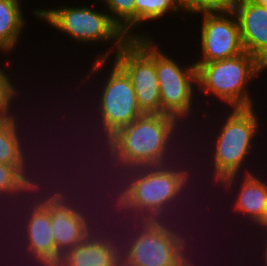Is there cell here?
Segmentation results:
<instances>
[{
  "instance_id": "obj_13",
  "label": "cell",
  "mask_w": 267,
  "mask_h": 266,
  "mask_svg": "<svg viewBox=\"0 0 267 266\" xmlns=\"http://www.w3.org/2000/svg\"><path fill=\"white\" fill-rule=\"evenodd\" d=\"M137 179H138V167H126L123 170H121L120 172H118V174L116 173V176L113 178V181L112 182H111V180H109L108 183L109 184L111 183L110 186L107 185L105 187H102V186L100 187L98 185L99 183H97V185L95 184L96 189L97 190L99 189V191L101 190V192L98 193V197L99 196L101 197V194H103V195L106 194V196H104V197H107V198L110 199V200H108L107 198H103V195H102V200L104 201L106 199L104 201L105 203H103V201H101L98 204L102 207V209H109L108 207H111V208H110V212H109V210L106 211L107 213H109V214H107L106 212H103V210H102V212L101 211H97V210H99L98 209V206L99 205L98 204H95L94 205L95 206L94 208H97V209L95 210V212L93 211L94 214L96 213L94 216H97V214H99V217H101V222L105 220L106 221L105 224H107V221L110 219V215L112 216L114 214L115 217H116V215L118 217V215H120L121 213H123V211H126L127 212L129 210H133L134 208H136V206L139 205L138 202H137V200H136V198H135V194H134ZM114 181H115V183H114ZM97 186H99V188H97ZM102 188H104L105 190L106 189L109 190L110 188H112V190L110 191L111 193L109 191H107V193H105V192L103 193L102 191H105V190L102 189ZM108 195L110 197H108ZM113 196H115V197H113ZM107 201H108V203H107ZM113 201H115V202H113ZM102 203L104 204L103 206L101 205ZM105 204H109V205H105ZM112 206L114 207V210H113V207ZM104 214H106V216H107L106 219L104 217L105 216Z\"/></svg>"
},
{
  "instance_id": "obj_21",
  "label": "cell",
  "mask_w": 267,
  "mask_h": 266,
  "mask_svg": "<svg viewBox=\"0 0 267 266\" xmlns=\"http://www.w3.org/2000/svg\"><path fill=\"white\" fill-rule=\"evenodd\" d=\"M97 120H99L98 126L101 128V129L100 128L98 129L100 132L99 133L100 136L96 135L93 137L98 136L99 138L97 137L96 141L102 145V147H100V148H102V152L99 149L100 150L99 152H101V153H98L99 156L102 155L100 157L104 158L106 155L105 159H103L101 161L105 162L108 159L109 161H107V162H125V159L123 156V135H124L125 126L122 124L113 123V122L106 120L104 118H101V117L99 119L97 118ZM100 138L102 139V141H99V140H101ZM100 144H98V143L96 144L98 146V148H99ZM103 146H105V147H103ZM95 148H97V147H94V150H95ZM91 150L92 149H90V151ZM105 151H107L108 153ZM95 153H94V155H95ZM89 154H92V153H89ZM103 154H105V155H103ZM96 156H98V155H96ZM99 156L97 158H93L94 159L93 161H96V159L98 161V159L100 158ZM107 156H108V158H107ZM101 161H99V162H101Z\"/></svg>"
},
{
  "instance_id": "obj_31",
  "label": "cell",
  "mask_w": 267,
  "mask_h": 266,
  "mask_svg": "<svg viewBox=\"0 0 267 266\" xmlns=\"http://www.w3.org/2000/svg\"><path fill=\"white\" fill-rule=\"evenodd\" d=\"M185 190V191H184ZM186 190H188L187 188H177V194H176V197H175V199H174V202L170 205V207L168 208V217L172 214V216H173V214L174 213H172V212H174L173 210H175L176 211V209L175 208H178V207H176V204H180V202H178V201H180L181 199L180 198H184L185 196H183V195H186V194H189V192H187L186 194H184L185 192H186ZM184 192V193H183ZM183 193V194H182ZM182 195V196H181ZM186 196H188L189 197V195H186ZM194 197V196H193ZM186 198V197H185ZM188 200V199H187ZM177 203H176V202ZM186 201V200H185ZM190 202V201H189ZM181 203H183V202H181ZM184 204V203H183ZM182 204V205H183ZM174 207V208H173ZM184 207V206H183ZM181 208H182V206H181ZM185 208V207H184ZM179 210L178 211H180V208H178ZM183 209V208H182ZM186 210V209H185ZM183 211V210H182ZM181 213H183V212H181ZM176 214V215H175ZM174 214V216L176 217L177 216V214H179V213H175ZM184 214V213H183ZM182 215V214H181ZM181 215H179V216H181ZM178 219V218H177ZM179 221V219L177 220V221H174L173 222V220L172 221H170L169 220V223H171V224H169V227H170V238H171V240H189V238H188V236H187V238L183 235V234H185V233H183V232H181L180 231V228H182V227H180V228H178L179 230H177V225L175 224L176 222H178ZM180 221H181V218H180ZM172 222L175 224H172ZM187 222V221H186ZM185 223V222H184ZM179 224V223H178ZM174 225V226H173ZM191 225V224H190ZM182 226V225H181ZM195 226V225H194ZM173 228V229H172ZM183 229H184V227H183ZM183 229H181V230H183ZM187 229V228H186ZM185 230V229H184ZM179 231V232H178ZM186 231V230H185ZM188 233H189V231H187ZM182 234V235H181ZM186 235V234H185ZM193 236V235H192ZM189 237H190V235H189ZM191 239H192V237H191ZM194 239V238H193Z\"/></svg>"
},
{
  "instance_id": "obj_1",
  "label": "cell",
  "mask_w": 267,
  "mask_h": 266,
  "mask_svg": "<svg viewBox=\"0 0 267 266\" xmlns=\"http://www.w3.org/2000/svg\"><path fill=\"white\" fill-rule=\"evenodd\" d=\"M254 107L250 108H232L227 115L226 120L220 132L217 134L212 150V160L215 183L219 186H225V190L232 189V184L242 172L243 164L247 161L250 148L253 145V138L258 131V117L254 114ZM241 169V170H240ZM239 172V175H238ZM222 183V184H221Z\"/></svg>"
},
{
  "instance_id": "obj_14",
  "label": "cell",
  "mask_w": 267,
  "mask_h": 266,
  "mask_svg": "<svg viewBox=\"0 0 267 266\" xmlns=\"http://www.w3.org/2000/svg\"><path fill=\"white\" fill-rule=\"evenodd\" d=\"M175 247L170 236L146 232L132 244L128 266H174Z\"/></svg>"
},
{
  "instance_id": "obj_23",
  "label": "cell",
  "mask_w": 267,
  "mask_h": 266,
  "mask_svg": "<svg viewBox=\"0 0 267 266\" xmlns=\"http://www.w3.org/2000/svg\"><path fill=\"white\" fill-rule=\"evenodd\" d=\"M102 1V0H101ZM107 5L110 18L120 27V29L129 37H148L147 35L129 34L135 27V0H104Z\"/></svg>"
},
{
  "instance_id": "obj_38",
  "label": "cell",
  "mask_w": 267,
  "mask_h": 266,
  "mask_svg": "<svg viewBox=\"0 0 267 266\" xmlns=\"http://www.w3.org/2000/svg\"><path fill=\"white\" fill-rule=\"evenodd\" d=\"M250 1H252L253 3H256L258 5L267 7V0H250Z\"/></svg>"
},
{
  "instance_id": "obj_16",
  "label": "cell",
  "mask_w": 267,
  "mask_h": 266,
  "mask_svg": "<svg viewBox=\"0 0 267 266\" xmlns=\"http://www.w3.org/2000/svg\"><path fill=\"white\" fill-rule=\"evenodd\" d=\"M236 195L234 211L242 213L251 223L267 228V183L250 171L245 172Z\"/></svg>"
},
{
  "instance_id": "obj_15",
  "label": "cell",
  "mask_w": 267,
  "mask_h": 266,
  "mask_svg": "<svg viewBox=\"0 0 267 266\" xmlns=\"http://www.w3.org/2000/svg\"><path fill=\"white\" fill-rule=\"evenodd\" d=\"M166 212H168V209L164 208L146 209L141 205H137L136 208H134L133 210H129L127 212L123 211L121 215H118L122 217V220L120 217H117V219L120 222H118L116 218L110 217V220L108 221L107 224H111L112 222H114L113 224H115L116 227L114 225L113 226L109 225L110 227H112L113 231L121 229V232L126 233V235H130L134 240L139 235L146 232L156 233L161 236H170V227H169L170 223L168 219L172 220L171 218L172 216L167 217L168 213ZM111 219H114V221L113 220L111 221ZM122 221L124 222L125 226L124 224H122L121 226L120 223ZM116 224H118L119 226ZM129 224L131 227H129Z\"/></svg>"
},
{
  "instance_id": "obj_35",
  "label": "cell",
  "mask_w": 267,
  "mask_h": 266,
  "mask_svg": "<svg viewBox=\"0 0 267 266\" xmlns=\"http://www.w3.org/2000/svg\"><path fill=\"white\" fill-rule=\"evenodd\" d=\"M9 215H10V214H9ZM11 215H12V214H11ZM11 215L9 216L10 218H11ZM7 216H8V215H7ZM12 216H13V215H12ZM14 216H15V215H14ZM3 217H4V216H3ZM16 218H18V216L15 217L14 220H15ZM19 218H21L20 215H19ZM6 219L9 220V218H6ZM0 220H1V219H0ZM2 220H3V219H2ZM4 220H5V219H4ZM4 220H3V221H4ZM12 220H13V219H12ZM18 220L20 221V223L22 222V224L19 226V227L21 228V231H19V232L22 233V234H20V235L17 236V237H18V238H19V237L22 238V236H23L22 239L20 238V241L22 240V242H23L22 244H25V241H24V229H25V223H26L27 220H23V221H22L21 219H18ZM18 220H17V221H18ZM6 222H7V221H6ZM8 222H9V221H8ZM14 222H15V221H14ZM14 222H13V223H14ZM3 223H4V222H3ZM9 223H10V222H9ZM18 223H19V222H16V225H17ZM0 224H1V223H0ZM8 225H11V226H12L11 223L8 224ZM8 225H7V226H8ZM14 225H15V224H14ZM5 226H6V225H5ZM11 226H10V227H11ZM21 226H22V227H21ZM13 227H15V226H13ZM6 228H7V227H6ZM15 228H16V227H15ZM15 228H14V229H15ZM0 230H1V229H0ZM11 230H12V229H11ZM5 231H6V230H5ZM6 232H7V231H6ZM8 232H9V231H8ZM12 233H13V232H12ZM14 233H15V230H14ZM7 234H8V233H7ZM0 235H1V234H0ZM2 235H3V234H2ZM5 235H6V234H5ZM21 235H22V236H21ZM14 237H16V236H14ZM2 238H3V237H2ZM7 238H8V237H7ZM11 239H12V238H11ZM9 240H10V239H9ZM12 241H13V240H12ZM10 242H11V240H10ZM16 242H17V241H15V244H16Z\"/></svg>"
},
{
  "instance_id": "obj_33",
  "label": "cell",
  "mask_w": 267,
  "mask_h": 266,
  "mask_svg": "<svg viewBox=\"0 0 267 266\" xmlns=\"http://www.w3.org/2000/svg\"><path fill=\"white\" fill-rule=\"evenodd\" d=\"M13 166L0 163V192L9 186L12 179Z\"/></svg>"
},
{
  "instance_id": "obj_28",
  "label": "cell",
  "mask_w": 267,
  "mask_h": 266,
  "mask_svg": "<svg viewBox=\"0 0 267 266\" xmlns=\"http://www.w3.org/2000/svg\"><path fill=\"white\" fill-rule=\"evenodd\" d=\"M180 155L178 156H172L171 154L163 161L162 166L166 169V171L174 178L177 188H188V181L191 182V173L183 166L180 167L181 165L179 164L177 166L178 162L176 161L175 158H179ZM174 158V160H173ZM170 160V161H169ZM168 162V163H167ZM167 163V164H166ZM175 163V164H174ZM178 167V168H177ZM185 168V169H184ZM184 169V170H183ZM190 175H189V174Z\"/></svg>"
},
{
  "instance_id": "obj_6",
  "label": "cell",
  "mask_w": 267,
  "mask_h": 266,
  "mask_svg": "<svg viewBox=\"0 0 267 266\" xmlns=\"http://www.w3.org/2000/svg\"><path fill=\"white\" fill-rule=\"evenodd\" d=\"M168 56L155 45V69L159 82L161 114L171 115L183 122L189 114L192 115L189 112L192 111L195 92L192 86L197 85V67L192 63L184 68Z\"/></svg>"
},
{
  "instance_id": "obj_22",
  "label": "cell",
  "mask_w": 267,
  "mask_h": 266,
  "mask_svg": "<svg viewBox=\"0 0 267 266\" xmlns=\"http://www.w3.org/2000/svg\"><path fill=\"white\" fill-rule=\"evenodd\" d=\"M18 122L16 118L9 119L0 128V163L16 166L20 156L25 152L21 133L17 128ZM20 133V134H19Z\"/></svg>"
},
{
  "instance_id": "obj_27",
  "label": "cell",
  "mask_w": 267,
  "mask_h": 266,
  "mask_svg": "<svg viewBox=\"0 0 267 266\" xmlns=\"http://www.w3.org/2000/svg\"><path fill=\"white\" fill-rule=\"evenodd\" d=\"M26 153H28V152H24L21 156H20V158H19V161H18V165L24 170V171H26V172H29V179L31 180V179H33V182H34V188H35V196H36V206L39 208V209H43V208H47V193H46V185H44L45 184V180L43 179L42 180V182H44V184H42V182H41V177H40V180L38 181V176H37V179L36 178H34V175H35V173H33V172H35V171H33L32 173L34 174H32L31 176H30V173H31V170L29 169V168H31L32 166H30V164L29 165H27L26 163H28V161H30L29 160V158H28V156H26V155H28V154H26ZM27 157V158H26ZM28 166V167H27ZM30 166V167H29ZM29 170V171H28ZM32 170H34V169H32ZM40 172H42V177L44 176L43 175V173H45V172H43V171H40ZM39 173V172H38ZM36 174H37V172H36ZM41 174V173H40ZM38 175V174H37ZM40 176V175H39ZM35 177H36V175H35ZM43 178H45V177H43ZM36 179V180H35ZM42 185H41V184ZM40 184V185H39ZM44 187V188H43ZM41 190H43V191H41ZM45 191V192H44ZM41 196V197H40Z\"/></svg>"
},
{
  "instance_id": "obj_30",
  "label": "cell",
  "mask_w": 267,
  "mask_h": 266,
  "mask_svg": "<svg viewBox=\"0 0 267 266\" xmlns=\"http://www.w3.org/2000/svg\"><path fill=\"white\" fill-rule=\"evenodd\" d=\"M82 159H85V157L82 158ZM82 159H81V160H82ZM89 160H90V158H89ZM89 160H87V161H89ZM90 161H92V160H90ZM95 162H96V161H95ZM95 162H93V163H95ZM97 162H98V161H97ZM82 163H83V162H82ZM82 163H81V164H82ZM93 163L91 162V165H92ZM98 163H99V164L102 163L101 165H104V163H105V165H104V168H105V169H104L103 167L100 168L101 166H100ZM98 163H95V164L98 165V170H99V172H100V169H101V171H102V170H106V168H107V171H106L105 173H107V172L109 173V175H108V173H107V175L105 174V176H109L108 179L105 178V176L103 177L104 179H106V180H104L105 182H107V181L109 180V178H111L110 180L112 181V180H113V179H112L113 176L116 175V174H113V173H118V172H120L121 170H123L124 168L127 167L126 164H125V162H104V163H103V162H98ZM95 164H94V165H95ZM113 164H114V165H113ZM88 165H89V164H88ZM108 165H109V166H108ZM110 165H111V166H110ZM80 166H81V165H80ZM95 166H96V165H95ZM82 167H84L83 164H82ZM85 167H86V165H85ZM85 167H84V170L86 169ZM87 167H88V166H87ZM90 167H91V166H90ZM90 167H89V168H90ZM92 167H94V166H92ZM92 167L90 168L91 170H93V171L96 170V171L98 172L97 169H94V168H92ZM117 167H118V168H117ZM96 168H97V167H96ZM99 168H100V169H99ZM81 169H82V168H81ZM81 169H80V170H81ZM87 169H88V168H87ZM90 169H89V170H90ZM108 169H109V170H108ZM78 170H79V169H78ZM82 170H83V169H82ZM82 170H81V171H82ZM84 170H83V171H84ZM81 171H80V172H81ZM87 171H88V170H87ZM109 171H110L111 173H110ZM113 171H114V172H113ZM115 171H116V172H115ZM91 172H92V171H91ZM82 173H83V172H81V174H82ZM94 173H95V172H94ZM100 173L104 174L103 172H100ZM100 173H99V174H100ZM81 174H80V175H81ZM85 174L89 175L88 172L85 173ZM85 174H84V175H85ZM78 175H79V173H78ZM96 175L98 176V174H96ZM96 175H95V176H96ZM85 176H86V175H85ZM89 176H90V175H89ZM92 176H93V174H91V177H92ZM95 176H93V177H95ZM97 176H96V177H97ZM99 176H100V175H99ZM110 176H111V177H110ZM80 177H81V176H80ZM83 177H84V176H83ZM96 177H95V178H96ZM97 178L99 179V183H101V184H99L100 186H101V185H104V186L107 185V183H106V184H102V182H100V180H103V178H102V179H100V177H97ZM97 178H96V179H97ZM80 179H81V178H80ZM85 179H86V177H85ZM85 179L82 178L81 180H84V181H85ZM88 179H89V178H88ZM88 179H87V181H89ZM98 179L95 180V181H98ZM87 181H86V182H87ZM86 182H84V183H86ZM81 183H82V182L80 181L79 186H81V192H82V190L85 189L86 186L90 185L89 182H87L88 184H85L86 186H82ZM83 185H84V184H83ZM82 187H83V188H82ZM79 188H80V187H79ZM79 190H80V189H79Z\"/></svg>"
},
{
  "instance_id": "obj_34",
  "label": "cell",
  "mask_w": 267,
  "mask_h": 266,
  "mask_svg": "<svg viewBox=\"0 0 267 266\" xmlns=\"http://www.w3.org/2000/svg\"><path fill=\"white\" fill-rule=\"evenodd\" d=\"M172 241H173V244H174V247H175V252H176V258L175 259H189V258L192 259V257L189 256V253H187L188 249L190 247H192V246H189L188 249H187V246H188L187 242H189L190 240L189 241L188 240H172ZM191 253H190V255H191Z\"/></svg>"
},
{
  "instance_id": "obj_24",
  "label": "cell",
  "mask_w": 267,
  "mask_h": 266,
  "mask_svg": "<svg viewBox=\"0 0 267 266\" xmlns=\"http://www.w3.org/2000/svg\"><path fill=\"white\" fill-rule=\"evenodd\" d=\"M182 10L178 0H135V26L164 17L169 11Z\"/></svg>"
},
{
  "instance_id": "obj_20",
  "label": "cell",
  "mask_w": 267,
  "mask_h": 266,
  "mask_svg": "<svg viewBox=\"0 0 267 266\" xmlns=\"http://www.w3.org/2000/svg\"><path fill=\"white\" fill-rule=\"evenodd\" d=\"M57 266H116L110 253L87 236L67 251Z\"/></svg>"
},
{
  "instance_id": "obj_10",
  "label": "cell",
  "mask_w": 267,
  "mask_h": 266,
  "mask_svg": "<svg viewBox=\"0 0 267 266\" xmlns=\"http://www.w3.org/2000/svg\"><path fill=\"white\" fill-rule=\"evenodd\" d=\"M25 245L21 248L27 253L25 261L33 262L35 266H57L62 256L57 252L52 236L49 208L33 212L25 223ZM28 255V256H27Z\"/></svg>"
},
{
  "instance_id": "obj_11",
  "label": "cell",
  "mask_w": 267,
  "mask_h": 266,
  "mask_svg": "<svg viewBox=\"0 0 267 266\" xmlns=\"http://www.w3.org/2000/svg\"><path fill=\"white\" fill-rule=\"evenodd\" d=\"M232 11L238 23L244 51L267 68V7L237 0Z\"/></svg>"
},
{
  "instance_id": "obj_5",
  "label": "cell",
  "mask_w": 267,
  "mask_h": 266,
  "mask_svg": "<svg viewBox=\"0 0 267 266\" xmlns=\"http://www.w3.org/2000/svg\"><path fill=\"white\" fill-rule=\"evenodd\" d=\"M88 6L58 9H34L33 13L44 19L56 30L70 35L76 42L90 43L96 41H112L118 51L130 38L110 18L109 13H99Z\"/></svg>"
},
{
  "instance_id": "obj_39",
  "label": "cell",
  "mask_w": 267,
  "mask_h": 266,
  "mask_svg": "<svg viewBox=\"0 0 267 266\" xmlns=\"http://www.w3.org/2000/svg\"><path fill=\"white\" fill-rule=\"evenodd\" d=\"M8 121V119L0 113V128Z\"/></svg>"
},
{
  "instance_id": "obj_7",
  "label": "cell",
  "mask_w": 267,
  "mask_h": 266,
  "mask_svg": "<svg viewBox=\"0 0 267 266\" xmlns=\"http://www.w3.org/2000/svg\"><path fill=\"white\" fill-rule=\"evenodd\" d=\"M200 13H204L201 27L203 56H201V61L197 60L195 63H211L229 59L244 52L239 23L232 10L202 11Z\"/></svg>"
},
{
  "instance_id": "obj_3",
  "label": "cell",
  "mask_w": 267,
  "mask_h": 266,
  "mask_svg": "<svg viewBox=\"0 0 267 266\" xmlns=\"http://www.w3.org/2000/svg\"><path fill=\"white\" fill-rule=\"evenodd\" d=\"M194 64L197 67V86L205 95L213 94L231 108L253 107L247 90L248 82L266 70L254 56L244 51L229 59Z\"/></svg>"
},
{
  "instance_id": "obj_4",
  "label": "cell",
  "mask_w": 267,
  "mask_h": 266,
  "mask_svg": "<svg viewBox=\"0 0 267 266\" xmlns=\"http://www.w3.org/2000/svg\"><path fill=\"white\" fill-rule=\"evenodd\" d=\"M154 44L149 37L130 38L116 52L114 61L130 78L143 114H161Z\"/></svg>"
},
{
  "instance_id": "obj_36",
  "label": "cell",
  "mask_w": 267,
  "mask_h": 266,
  "mask_svg": "<svg viewBox=\"0 0 267 266\" xmlns=\"http://www.w3.org/2000/svg\"><path fill=\"white\" fill-rule=\"evenodd\" d=\"M192 260L194 261V259H175L174 266H195Z\"/></svg>"
},
{
  "instance_id": "obj_2",
  "label": "cell",
  "mask_w": 267,
  "mask_h": 266,
  "mask_svg": "<svg viewBox=\"0 0 267 266\" xmlns=\"http://www.w3.org/2000/svg\"><path fill=\"white\" fill-rule=\"evenodd\" d=\"M180 124L182 125L171 115L142 114L125 126L123 156L126 166H161L170 154L177 153L173 150L176 141L173 138L179 133L177 130L181 127Z\"/></svg>"
},
{
  "instance_id": "obj_12",
  "label": "cell",
  "mask_w": 267,
  "mask_h": 266,
  "mask_svg": "<svg viewBox=\"0 0 267 266\" xmlns=\"http://www.w3.org/2000/svg\"><path fill=\"white\" fill-rule=\"evenodd\" d=\"M135 198L146 209H168L177 194L174 178L161 166L138 167Z\"/></svg>"
},
{
  "instance_id": "obj_37",
  "label": "cell",
  "mask_w": 267,
  "mask_h": 266,
  "mask_svg": "<svg viewBox=\"0 0 267 266\" xmlns=\"http://www.w3.org/2000/svg\"><path fill=\"white\" fill-rule=\"evenodd\" d=\"M265 245H263L264 246V250H263V256H264V259H263V262H264V266H267V239L265 238Z\"/></svg>"
},
{
  "instance_id": "obj_9",
  "label": "cell",
  "mask_w": 267,
  "mask_h": 266,
  "mask_svg": "<svg viewBox=\"0 0 267 266\" xmlns=\"http://www.w3.org/2000/svg\"><path fill=\"white\" fill-rule=\"evenodd\" d=\"M48 208L55 246L63 256L89 236V221L94 213L70 204H51Z\"/></svg>"
},
{
  "instance_id": "obj_17",
  "label": "cell",
  "mask_w": 267,
  "mask_h": 266,
  "mask_svg": "<svg viewBox=\"0 0 267 266\" xmlns=\"http://www.w3.org/2000/svg\"><path fill=\"white\" fill-rule=\"evenodd\" d=\"M101 223L99 217H92L89 221V237L110 253L112 261L116 266H128L131 247L135 240L131 236L126 235V233L123 234L120 231L119 233L118 231L116 233L112 232L113 230H110L109 224Z\"/></svg>"
},
{
  "instance_id": "obj_18",
  "label": "cell",
  "mask_w": 267,
  "mask_h": 266,
  "mask_svg": "<svg viewBox=\"0 0 267 266\" xmlns=\"http://www.w3.org/2000/svg\"><path fill=\"white\" fill-rule=\"evenodd\" d=\"M29 173L24 171L19 165H16V166H13V170H12V179H11V182L9 184L8 187H6L4 190H2L0 192V203H2V200L4 202V200H8V202L13 203L12 205H16L18 206V208L20 207V212L19 213H24L23 215L21 214L22 217L24 218H21L22 220L25 219L27 220V218L35 211L37 210H40L37 206H36V197H35V188H34V182H33V179H29ZM32 194V195H31ZM34 194V195H33ZM21 195V196H20ZM27 195V196H26ZM30 195V196H29ZM32 196V197H31ZM3 197V199H2ZM5 197V198H4ZM10 199H9V198ZM12 197V198H11ZM20 199H19V198ZM25 197V199H24ZM29 197V198H27ZM33 198V199H31ZM13 199V200H12ZM17 199H19L17 201ZM22 199V200H21ZM31 199V200H30ZM27 201V204L29 206H27V204H24L25 202ZM20 201V203L22 204H18ZM23 201V202H21ZM15 202V204H14ZM18 202V203H16ZM32 202V203H31ZM10 204H5L6 206L7 205H10ZM10 205V206H12ZM22 206V207H21ZM24 206V207H23ZM27 207V208H25ZM8 208V206H7ZM12 207H9L8 210H10ZM14 208H17V207H13ZM18 208L16 210H14L15 212V215L17 214V212L19 211ZM29 209V210H28ZM22 210H24L22 212ZM27 210V212L25 211ZM12 211V210H11ZM6 212V211H5ZM4 212V214H6ZM9 212V211H7ZM13 212V211H12ZM26 212V213H25ZM18 213V214H19ZM11 214V213H10ZM17 214V215H18ZM26 214V215H25ZM20 215V214H19ZM26 217V218H25Z\"/></svg>"
},
{
  "instance_id": "obj_32",
  "label": "cell",
  "mask_w": 267,
  "mask_h": 266,
  "mask_svg": "<svg viewBox=\"0 0 267 266\" xmlns=\"http://www.w3.org/2000/svg\"><path fill=\"white\" fill-rule=\"evenodd\" d=\"M49 162V161H48ZM49 164V163H48ZM59 165H61L60 163H59ZM58 165V166H59ZM49 167H51V166H49ZM63 167V166H62ZM52 169V168H51ZM61 169H63V168H61ZM60 169V170H61ZM54 172H56L55 171V169H54ZM53 172V173H54ZM53 173H51L52 175H53ZM59 173V172H58ZM56 175V173H54V175L53 176H55ZM59 175H60V173H59ZM59 175H57V176H59ZM47 176V175H46ZM53 176L51 177V175H50V177H51V182L53 181L52 180V178H53ZM57 177L55 176V179H56ZM59 178V177H58ZM61 178V177H60ZM45 179H47V177L45 178ZM48 179H49V176H48ZM47 179V180H48ZM61 179H63V178H61ZM47 180H45V181H47ZM50 180V179H49ZM59 179H57L56 181H57V183H56V181L53 183V184H51L50 183V181H47V182H49L48 184L47 183H45L46 184V186H47V188H46V193H47V207L48 206H50L51 204H63V183L61 184V182L60 181H63V180H60V181H58ZM59 184H61L60 186H59ZM51 185H53L52 187L54 188H52L51 187ZM56 185V186H55ZM59 187H58V186ZM58 187V188H57ZM50 188V189H49ZM52 188V189H51Z\"/></svg>"
},
{
  "instance_id": "obj_26",
  "label": "cell",
  "mask_w": 267,
  "mask_h": 266,
  "mask_svg": "<svg viewBox=\"0 0 267 266\" xmlns=\"http://www.w3.org/2000/svg\"><path fill=\"white\" fill-rule=\"evenodd\" d=\"M9 78L10 77L4 72V69L2 71L0 68V113L8 120L15 118V114L10 113L9 110L11 109L10 106H12L11 101L15 99V95L18 93Z\"/></svg>"
},
{
  "instance_id": "obj_8",
  "label": "cell",
  "mask_w": 267,
  "mask_h": 266,
  "mask_svg": "<svg viewBox=\"0 0 267 266\" xmlns=\"http://www.w3.org/2000/svg\"><path fill=\"white\" fill-rule=\"evenodd\" d=\"M113 65L107 81L102 83L97 111L101 118L128 126L143 113L130 78L115 62Z\"/></svg>"
},
{
  "instance_id": "obj_29",
  "label": "cell",
  "mask_w": 267,
  "mask_h": 266,
  "mask_svg": "<svg viewBox=\"0 0 267 266\" xmlns=\"http://www.w3.org/2000/svg\"><path fill=\"white\" fill-rule=\"evenodd\" d=\"M76 163V162H75ZM74 165V164H73ZM78 165V164H77ZM76 165V166H77ZM68 166L69 165H67V167L66 168H68ZM77 168V167H76ZM64 170V169H63ZM76 170H78V169H76ZM75 170V171H76ZM74 171V170H73ZM72 171V172H73ZM64 172V171H63ZM70 173H71V170H70ZM69 173V174H70ZM74 173V172H73ZM68 174V173H67ZM76 174H77V172H76ZM73 175V174H72ZM63 176H65L66 177V174L64 173V175ZM70 176V175H69ZM75 176H77V175H75ZM67 177H68V175H67ZM66 177V178H67ZM71 177V176H70ZM64 178V177H63ZM71 179V178H70ZM73 180H76V179H74V177L72 178ZM79 179V178H78ZM70 181V180H69ZM69 181H67L68 182V184H70V182ZM72 181V180H71ZM74 182V181H73ZM71 182L72 184V187H70V185H68V184H66V185H63V204H70V205H74V206H76V207H78V208H82V209H87V210H91V211H93L92 210V208H90L89 209V207H94V206H90V205H92V200H89L90 202L88 203V204H86L85 203V200H87V198L89 197L88 195H79V194H81L79 191H75V190H77L76 188L77 187H79V186H77V184L76 183H79V181L78 180H76V182ZM64 183V182H63ZM65 183H66V180H65ZM64 183V184H65ZM73 184L75 185L76 184V186H75V188L73 187ZM67 185H68V187H67ZM79 185V184H78ZM70 187V188H69ZM66 188V189H65ZM72 188V189H71ZM69 192V193H68ZM74 192V193H73ZM76 192V193H75ZM76 194V195H75ZM69 195V196H68ZM78 195V196H77ZM79 196H81V198L79 197ZM83 196V197H82ZM87 196V197H86ZM74 197V198H73ZM82 198H85V199H82ZM81 199V200H80ZM76 200V201H75ZM78 200H79V202H78ZM90 204V205H89ZM81 205V206H80ZM89 205V206H88ZM87 208H86V207ZM85 207V208H84Z\"/></svg>"
},
{
  "instance_id": "obj_25",
  "label": "cell",
  "mask_w": 267,
  "mask_h": 266,
  "mask_svg": "<svg viewBox=\"0 0 267 266\" xmlns=\"http://www.w3.org/2000/svg\"><path fill=\"white\" fill-rule=\"evenodd\" d=\"M182 11L199 13L202 11H229L237 0H178Z\"/></svg>"
},
{
  "instance_id": "obj_19",
  "label": "cell",
  "mask_w": 267,
  "mask_h": 266,
  "mask_svg": "<svg viewBox=\"0 0 267 266\" xmlns=\"http://www.w3.org/2000/svg\"><path fill=\"white\" fill-rule=\"evenodd\" d=\"M19 1L0 0V51L13 49L26 23Z\"/></svg>"
}]
</instances>
